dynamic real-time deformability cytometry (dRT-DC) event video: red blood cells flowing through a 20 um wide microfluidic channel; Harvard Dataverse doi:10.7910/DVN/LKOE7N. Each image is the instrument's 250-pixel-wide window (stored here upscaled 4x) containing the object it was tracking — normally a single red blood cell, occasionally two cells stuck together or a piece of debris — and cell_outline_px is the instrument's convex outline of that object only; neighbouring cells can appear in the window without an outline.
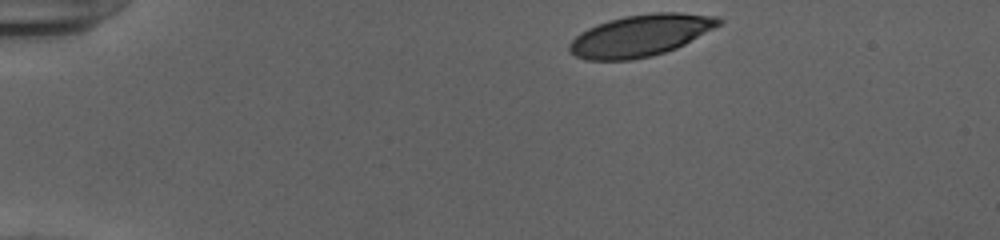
{"species": "human", "species_latin": "Homo sapiens", "temperature_condition": "cold", "stored_images_in_passage": 44, "camera_frame_rate_fps": 3000, "um_per_image_px": 0.085, "donor": {"sex": "female"}, "frame": {"image": 1, "passage_image": 1, "time_ms": 0.0, "image_size_px": [1000, 240], "cell_outline_px": [[724, 20], [720, 24], [684, 44], [676, 48], [652, 56], [632, 60], [584, 60], [568, 52], [568, 44], [580, 32], [596, 24], [608, 20], [624, 16], [652, 12], [680, 12], [720, 16]], "centroid_in_image_um": [54.42, 3.01], "position_along_channel_um": 30.6, "area_um2": 36.47}}
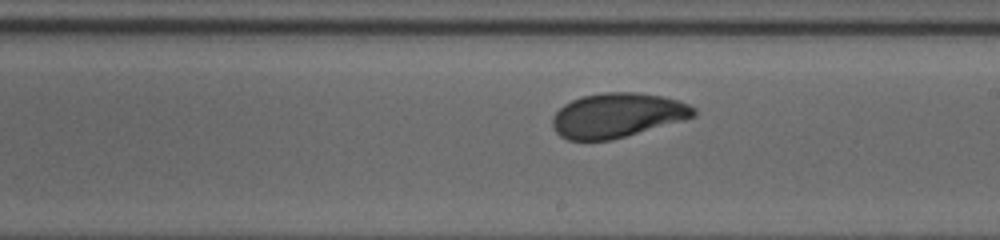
{"frame": {"image": 2, "passage_image": 23, "time_ms": 7.333, "image_size_px": [1000, 240], "cell_outline_px": [[696, 116], [684, 120], [612, 140], [568, 140], [560, 136], [552, 128], [552, 116], [564, 104], [572, 100], [584, 96], [604, 92], [636, 92], [664, 96], [688, 104], [696, 108]], "centroid_in_image_um": [52.47, 9.8], "position_along_channel_um": 236.5, "area_um2": 36.7}}
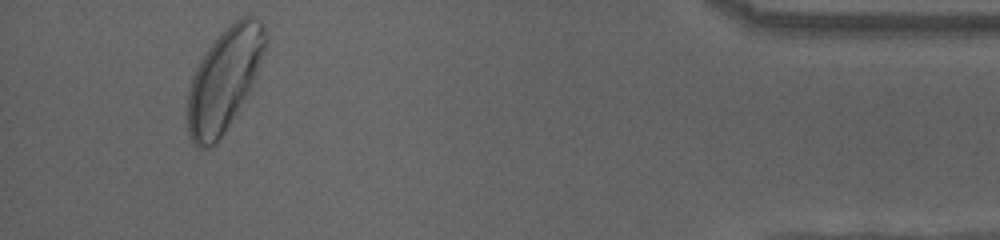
{"frame": {"image": 3, "passage_image": 41, "time_ms": 13.333, "image_size_px": [1000, 240], "cell_outline_px": [[268, 44], [248, 92], [220, 136], [208, 148], [196, 148], [192, 144], [188, 136], [188, 92], [196, 68], [200, 60], [208, 48], [220, 32], [240, 16], [252, 16], [264, 28], [268, 40]], "centroid_in_image_um": [19.05, 6.73], "position_along_channel_um": 416.2, "area_um2": 45.49}, "authors_computed_cell_mechanics": {"area_um2": 37.1365, "velocity_mm_per_s": 3.9088, "shape_relaxation_time_tau1_ms": 3.4555, "shape_relaxation_time_tau2_ms": 1.3034, "deformation_change_tau1": 0.1484, "deformation_change_tau2": 0.0694}}